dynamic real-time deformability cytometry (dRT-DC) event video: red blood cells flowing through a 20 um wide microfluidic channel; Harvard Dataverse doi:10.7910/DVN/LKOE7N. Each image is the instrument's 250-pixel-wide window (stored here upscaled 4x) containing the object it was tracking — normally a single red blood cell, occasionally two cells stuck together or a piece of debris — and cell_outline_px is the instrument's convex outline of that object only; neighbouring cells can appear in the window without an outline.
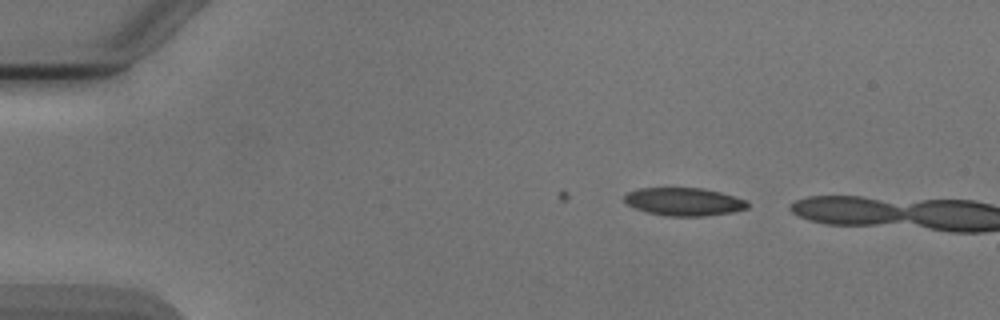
{"species": "Egyptian fruit bat (a non-hibernating species)", "species_latin": "Rousettus aegyptiacus", "temperature_condition": "cold", "stored_images_in_passage": 3, "camera_frame_rate_fps": 3000, "um_per_image_px": 0.085, "animal": {"sex": "male"}, "frame": {"image": 1, "passage_image": 3, "time_ms": 0.667, "image_size_px": [1000, 320], "cell_outline_px": [[748, 208], [732, 212], [700, 216], [668, 216], [648, 212], [636, 208], [628, 204], [624, 200], [624, 196], [628, 192], [640, 188], [704, 188], [736, 196], [748, 200]], "centroid_in_image_um": [58.17, 17.13], "position_along_channel_um": 26.8, "area_um2": 20.0}}